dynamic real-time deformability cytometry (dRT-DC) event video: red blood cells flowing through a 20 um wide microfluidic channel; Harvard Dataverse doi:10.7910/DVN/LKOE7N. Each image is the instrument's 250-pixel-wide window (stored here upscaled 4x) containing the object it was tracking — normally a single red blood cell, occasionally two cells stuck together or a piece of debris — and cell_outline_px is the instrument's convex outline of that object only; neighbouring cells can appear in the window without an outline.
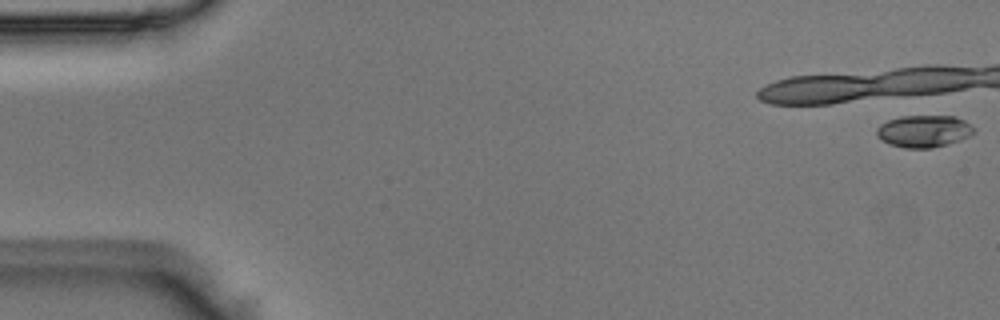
{"species": "Egyptian fruit bat (a non-hibernating species)", "species_latin": "Rousettus aegyptiacus", "temperature_condition": "room temperature", "stored_images_in_passage": 1, "camera_frame_rate_fps": 3000, "um_per_image_px": 0.085, "animal": {"sex": "male"}, "frame": {"image": 1, "passage_image": 1, "time_ms": 0.0, "image_size_px": [1000, 320], "cell_outline_px": [[976, 132], [972, 136], [960, 140], [932, 148], [904, 148], [888, 144], [880, 140], [876, 136], [876, 128], [880, 124], [888, 120], [900, 116], [956, 116], [972, 124], [976, 128]], "centroid_in_image_um": [78.54, 11.15], "position_along_channel_um": 6.5, "area_um2": 18.61}}